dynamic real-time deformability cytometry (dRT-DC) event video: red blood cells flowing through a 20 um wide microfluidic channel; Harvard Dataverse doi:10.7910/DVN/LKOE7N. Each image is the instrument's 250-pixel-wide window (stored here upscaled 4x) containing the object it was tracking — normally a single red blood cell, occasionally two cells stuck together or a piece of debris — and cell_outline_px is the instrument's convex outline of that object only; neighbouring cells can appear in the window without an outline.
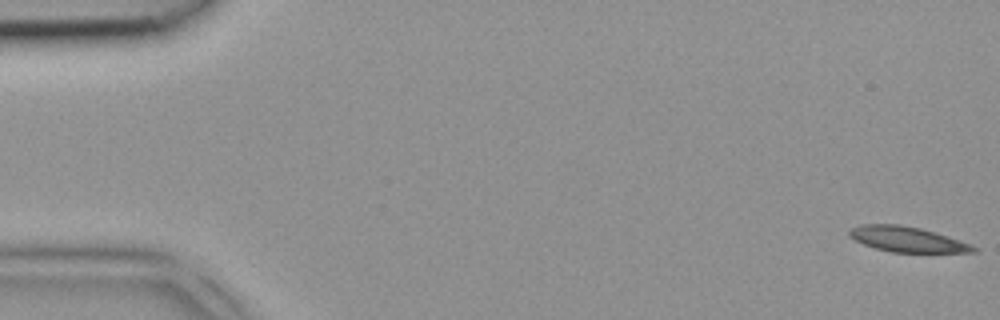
{"species": "common noctule bat (a hibernating species)", "species_latin": "Nyctalus noctula", "temperature_condition": "room temperature", "stored_images_in_passage": 5, "camera_frame_rate_fps": 3000, "um_per_image_px": 0.085, "animal": {"sex": "female", "body_mass_g": 18.4}, "frame": {"image": 1, "passage_image": 1, "time_ms": 0.0, "image_size_px": [1000, 320], "cell_outline_px": [[980, 252], [892, 252], [876, 248], [864, 244], [848, 236], [848, 232], [852, 228], [860, 224], [900, 224], [920, 228], [936, 232], [972, 244], [980, 248]], "centroid_in_image_um": [77.16, 20.34], "position_along_channel_um": 7.8, "area_um2": 18.38}}